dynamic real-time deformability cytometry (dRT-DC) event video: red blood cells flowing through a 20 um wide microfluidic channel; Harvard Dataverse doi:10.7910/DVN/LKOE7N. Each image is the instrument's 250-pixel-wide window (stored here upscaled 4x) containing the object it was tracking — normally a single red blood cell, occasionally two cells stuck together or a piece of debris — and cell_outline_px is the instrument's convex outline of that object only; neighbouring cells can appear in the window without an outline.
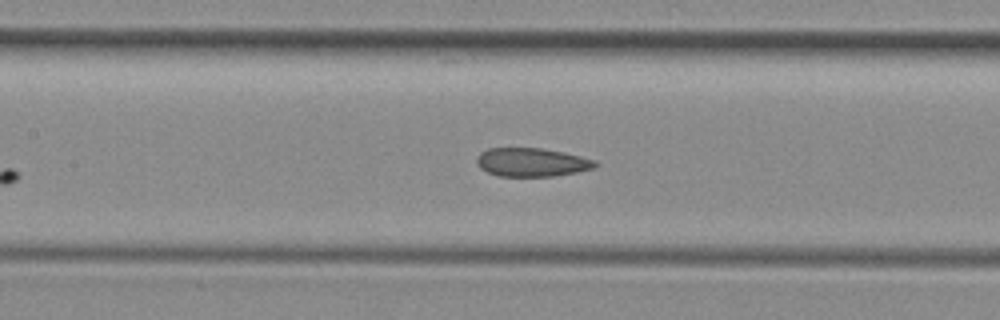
{"species": "common noctule bat (a hibernating species)", "species_latin": "Nyctalus noctula", "temperature_condition": "room temperature", "stored_images_in_passage": 7, "camera_frame_rate_fps": 3000, "um_per_image_px": 0.085, "animal": {"sex": "female", "body_mass_g": 29.2, "forearm_length_mm": 56.3}, "frame": {"image": 1, "passage_image": 7, "time_ms": 2.0, "image_size_px": [1000, 320], "cell_outline_px": [[600, 164], [596, 168], [576, 172], [552, 176], [496, 176], [480, 168], [476, 164], [476, 156], [480, 152], [488, 148], [540, 148], [564, 152], [596, 160]], "centroid_in_image_um": [45.2, 13.79], "position_along_channel_um": 162.2, "area_um2": 19.94}}